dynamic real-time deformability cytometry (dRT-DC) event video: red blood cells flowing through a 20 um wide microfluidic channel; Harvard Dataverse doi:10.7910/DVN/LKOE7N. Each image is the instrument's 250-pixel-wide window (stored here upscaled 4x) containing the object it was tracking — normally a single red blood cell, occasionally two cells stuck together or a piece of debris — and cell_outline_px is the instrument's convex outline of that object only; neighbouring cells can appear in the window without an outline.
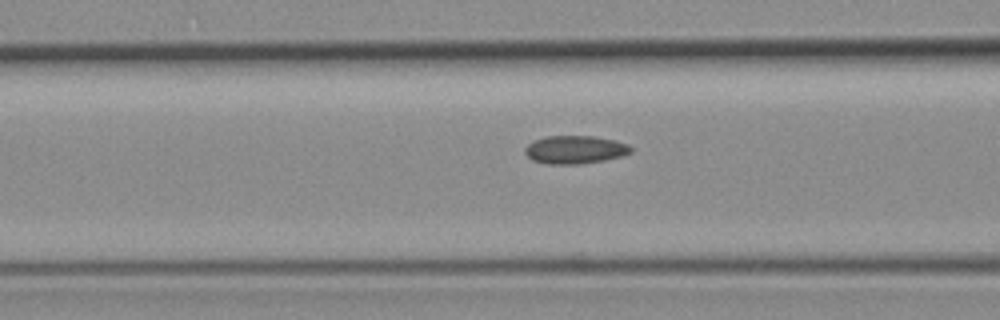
{"species": "common noctule bat (a hibernating species)", "species_latin": "Nyctalus noctula", "temperature_condition": "room temperature", "stored_images_in_passage": 29, "camera_frame_rate_fps": 3000, "um_per_image_px": 0.085, "animal": {"sex": "female", "body_mass_g": 19.3, "forearm_length_mm": 54.1}, "frame": {"image": 1, "passage_image": 9, "time_ms": 2.667, "image_size_px": [1000, 320], "cell_outline_px": [[632, 152], [620, 156], [604, 160], [580, 164], [544, 164], [532, 160], [524, 152], [524, 148], [528, 144], [536, 140], [548, 136], [592, 136], [612, 140], [628, 144], [632, 148]], "centroid_in_image_um": [48.85, 12.73], "position_along_channel_um": 117.7, "area_um2": 17.22}}
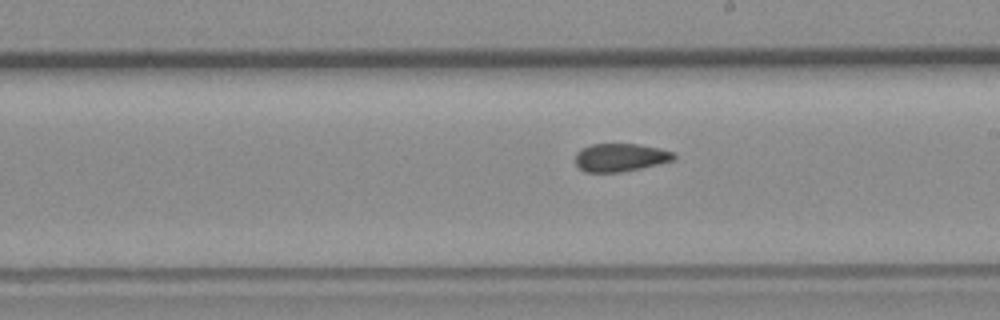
{"frame": {"image": 2, "passage_image": 18, "time_ms": 5.667, "image_size_px": [1000, 320], "cell_outline_px": [[676, 156], [672, 160], [640, 168], [620, 172], [584, 172], [576, 164], [576, 152], [580, 148], [592, 144], [636, 144], [660, 148], [672, 152]], "centroid_in_image_um": [52.68, 13.38], "position_along_channel_um": 236.3, "area_um2": 15.95}}
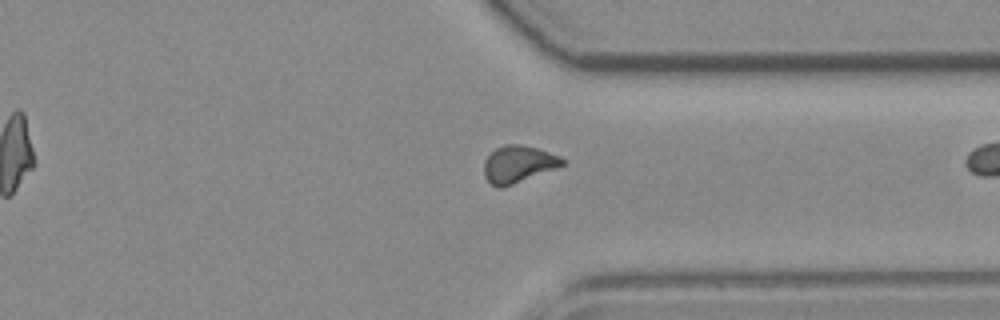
{"frame": {"image": 3, "passage_image": 28, "time_ms": 9.0, "image_size_px": [1000, 320], "cell_outline_px": [[568, 160], [564, 164], [504, 188], [496, 188], [484, 176], [484, 160], [496, 148], [504, 144], [520, 144], [536, 148], [560, 156]], "centroid_in_image_um": [44.03, 13.95], "position_along_channel_um": 367.4, "area_um2": 16.82}}